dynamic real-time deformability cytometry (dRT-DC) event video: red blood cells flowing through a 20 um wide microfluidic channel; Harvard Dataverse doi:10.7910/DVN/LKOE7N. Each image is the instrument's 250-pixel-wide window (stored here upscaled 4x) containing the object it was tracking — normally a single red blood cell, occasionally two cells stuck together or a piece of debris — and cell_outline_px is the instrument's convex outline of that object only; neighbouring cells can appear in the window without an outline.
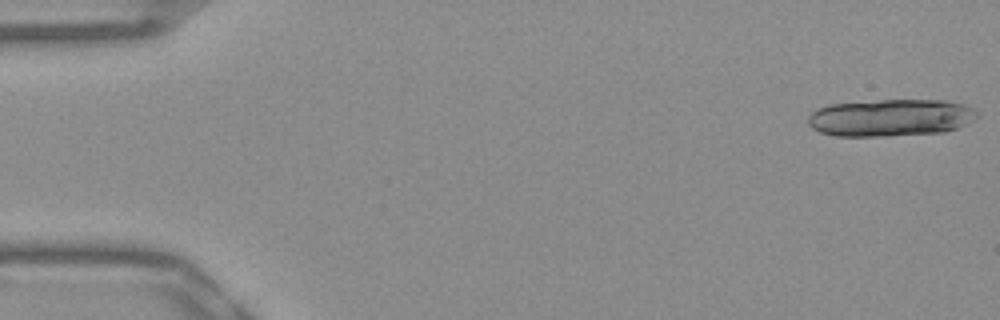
{"species": "Egyptian fruit bat (a non-hibernating species)", "species_latin": "Rousettus aegyptiacus", "temperature_condition": "warm", "stored_images_in_passage": 18, "camera_frame_rate_fps": 3000, "um_per_image_px": 0.085, "frame": {"image": 1, "passage_image": 1, "time_ms": 0.0, "image_size_px": [1000, 320], "cell_outline_px": [[980, 116], [956, 128], [944, 132], [888, 136], [836, 136], [820, 132], [812, 128], [808, 124], [808, 116], [816, 108], [828, 104], [880, 100], [944, 100], [964, 104], [972, 108]], "centroid_in_image_um": [75.66, 10.0], "position_along_channel_um": 9.3, "area_um2": 36.82}}